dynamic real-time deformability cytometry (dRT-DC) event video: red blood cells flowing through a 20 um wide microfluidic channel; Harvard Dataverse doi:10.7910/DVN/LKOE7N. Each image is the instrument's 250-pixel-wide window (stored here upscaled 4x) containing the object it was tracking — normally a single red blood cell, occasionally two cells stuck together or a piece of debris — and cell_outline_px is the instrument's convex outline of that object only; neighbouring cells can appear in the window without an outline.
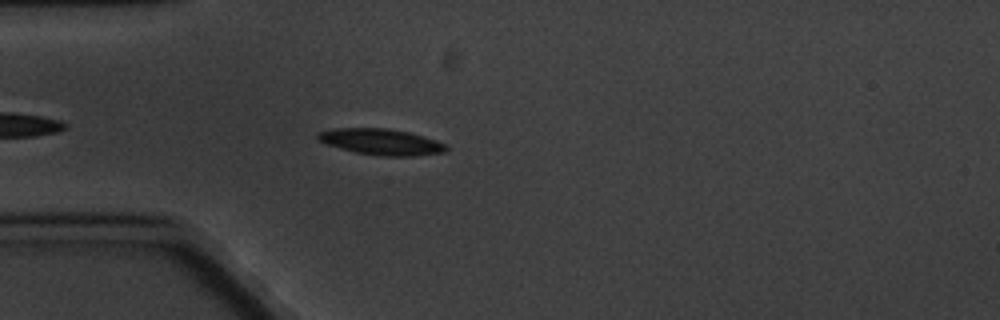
{"species": "common noctule bat (a hibernating species)", "species_latin": "Nyctalus noctula", "temperature_condition": "cold", "stored_images_in_passage": 5, "camera_frame_rate_fps": 3000, "um_per_image_px": 0.085, "animal": {"sex": "male", "body_mass_g": 20.1, "forearm_length_mm": 53.5}, "frame": {"image": 1, "passage_image": 4, "time_ms": 4.333, "image_size_px": [1000, 320], "cell_outline_px": [[448, 148], [444, 152], [416, 156], [384, 156], [356, 152], [324, 144], [316, 136], [316, 132], [336, 128], [384, 128], [408, 132], [436, 140], [444, 144]], "centroid_in_image_um": [32.37, 12.05], "position_along_channel_um": 52.6, "area_um2": 19.36}}